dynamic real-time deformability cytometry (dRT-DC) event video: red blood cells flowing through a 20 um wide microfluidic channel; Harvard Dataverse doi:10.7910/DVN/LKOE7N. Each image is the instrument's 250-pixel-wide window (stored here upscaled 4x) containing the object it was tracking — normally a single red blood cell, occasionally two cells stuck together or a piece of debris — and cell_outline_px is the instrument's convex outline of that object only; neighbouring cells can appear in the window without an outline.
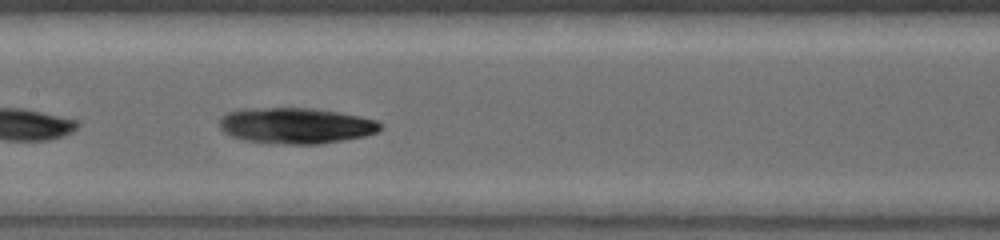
{"species": "common noctule bat (a hibernating species)", "species_latin": "Nyctalus noctula", "temperature_condition": "warm", "stored_images_in_passage": 21, "camera_frame_rate_fps": 5000, "um_per_image_px": 0.085, "animal": {"sex": "female", "body_mass_g": 19.0, "forearm_length_mm": 53.3}, "frame": {"image": 1, "passage_image": 7, "time_ms": 2.4, "image_size_px": [1000, 240], "cell_outline_px": [[384, 124], [376, 132], [364, 136], [320, 144], [284, 144], [244, 140], [232, 136], [224, 132], [220, 128], [220, 116], [228, 112], [244, 108], [312, 108], [340, 112], [360, 116], [376, 120]], "centroid_in_image_um": [25.14, 10.67], "position_along_channel_um": 182.3, "area_um2": 33.7}}
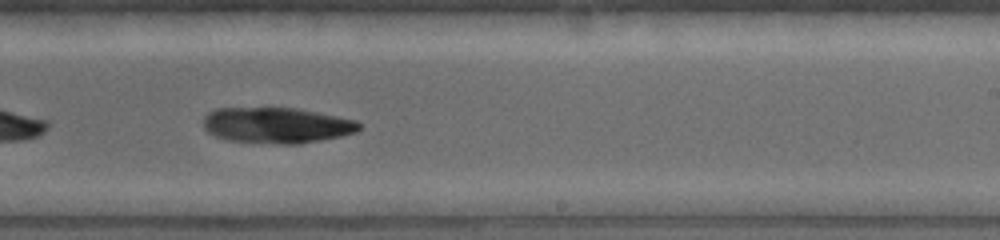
{"frame": {"image": 2, "passage_image": 10, "time_ms": 3.6, "image_size_px": [1000, 240], "cell_outline_px": [[360, 128], [356, 132], [340, 136], [300, 144], [276, 144], [228, 140], [216, 136], [208, 132], [204, 128], [204, 116], [208, 112], [216, 108], [296, 108], [356, 120], [360, 124]], "centroid_in_image_um": [23.5, 10.65], "position_along_channel_um": 265.5, "area_um2": 32.37}}
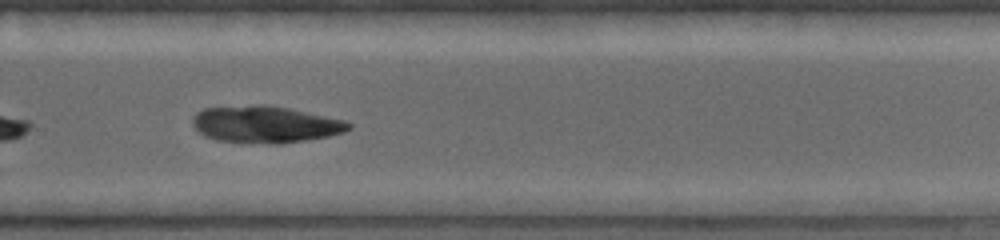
{"frame": {"image": 3, "passage_image": 12, "time_ms": 4.2, "image_size_px": [1000, 240], "cell_outline_px": [[352, 128], [344, 132], [328, 136], [280, 144], [272, 144], [216, 140], [204, 136], [192, 124], [192, 120], [196, 112], [204, 108], [256, 104], [268, 104], [288, 108], [344, 120], [352, 124]], "centroid_in_image_um": [22.54, 10.56], "position_along_channel_um": 307.3, "area_um2": 33.52}}